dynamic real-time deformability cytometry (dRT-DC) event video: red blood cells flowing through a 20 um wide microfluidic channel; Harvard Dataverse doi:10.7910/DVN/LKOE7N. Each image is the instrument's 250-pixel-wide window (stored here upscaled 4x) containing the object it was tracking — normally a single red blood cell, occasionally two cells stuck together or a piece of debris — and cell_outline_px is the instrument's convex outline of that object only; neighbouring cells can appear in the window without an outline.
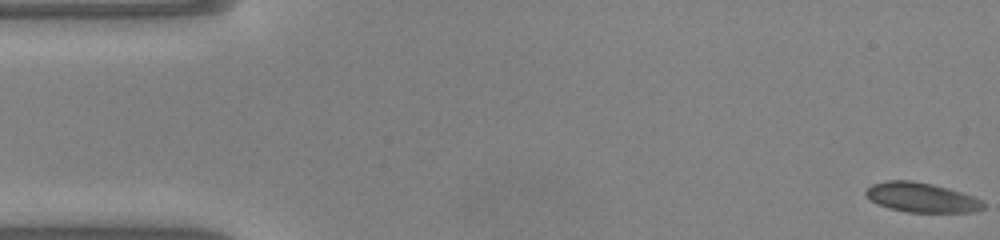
{"species": "common noctule bat (a hibernating species)", "species_latin": "Nyctalus noctula", "temperature_condition": "warm", "stored_images_in_passage": 49, "camera_frame_rate_fps": 3000, "um_per_image_px": 0.085, "animal": {"sex": "male", "body_mass_g": 20.0, "forearm_length_mm": 53.3}, "frame": {"image": 1, "passage_image": 1, "time_ms": 0.0, "image_size_px": [1000, 240], "cell_outline_px": [[984, 208], [976, 212], [908, 212], [888, 208], [876, 204], [864, 192], [872, 184], [888, 180], [912, 180], [932, 184], [948, 188], [972, 196], [980, 200], [984, 204]], "centroid_in_image_um": [78.32, 16.79], "position_along_channel_um": 6.7, "area_um2": 20.17}}
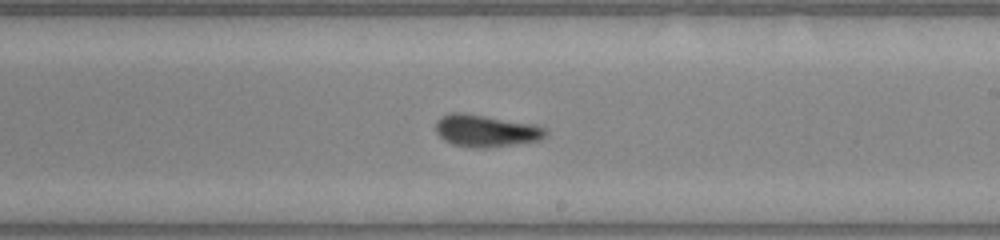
{"frame": {"image": 2, "passage_image": 28, "time_ms": 9.0, "image_size_px": [1000, 240], "cell_outline_px": [[548, 132], [540, 140], [484, 148], [476, 148], [452, 144], [444, 140], [436, 132], [436, 120], [440, 116], [452, 112], [464, 112], [532, 124], [544, 128]], "centroid_in_image_um": [41.24, 11.1], "position_along_channel_um": 247.8, "area_um2": 20.4}}
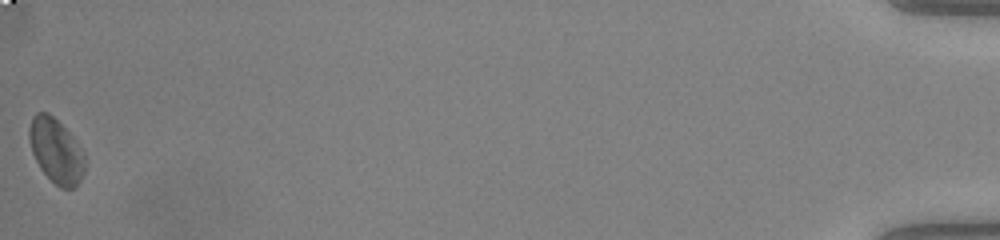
{"frame": {"image": 3, "passage_image": 49, "time_ms": 16.0, "image_size_px": [1000, 240], "cell_outline_px": [[84, 172], [80, 180], [72, 188], [60, 188], [40, 168], [32, 152], [28, 136], [28, 128], [32, 116], [36, 112], [48, 112], [72, 136], [84, 156]], "centroid_in_image_um": [4.72, 12.8], "position_along_channel_um": 430.5, "area_um2": 20.46}, "authors_computed_cell_mechanics": {"area_um2": 20.1722, "velocity_mm_per_s": 4.1181, "shape_relaxation_time_tau1_ms": 3.9386, "shape_relaxation_time_tau2_ms": 0.6183, "deformation_change_tau1": 0.125, "deformation_change_tau2": 0.0554}}